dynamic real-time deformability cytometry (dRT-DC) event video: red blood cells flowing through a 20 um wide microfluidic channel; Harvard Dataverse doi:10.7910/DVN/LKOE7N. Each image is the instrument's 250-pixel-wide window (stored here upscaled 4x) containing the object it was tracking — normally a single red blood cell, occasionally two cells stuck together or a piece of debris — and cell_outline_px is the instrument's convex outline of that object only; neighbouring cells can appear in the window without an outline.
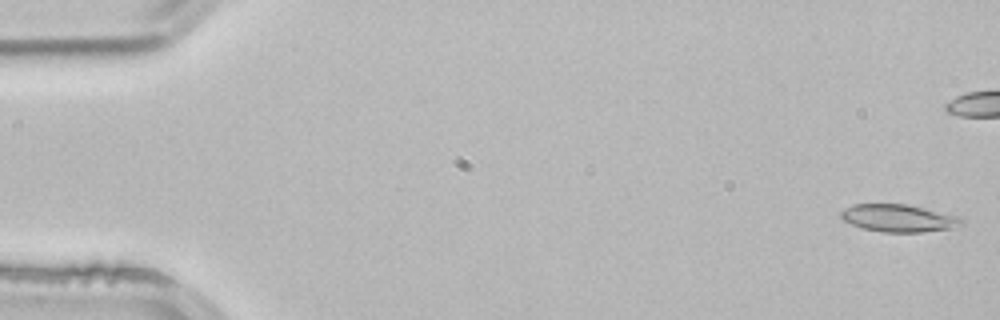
{"species": "common noctule bat (a hibernating species)", "species_latin": "Nyctalus noctula", "temperature_condition": "room temperature", "stored_images_in_passage": 3, "camera_frame_rate_fps": 3000, "um_per_image_px": 0.085, "animal": {"sex": "male", "body_mass_g": 21.5, "forearm_length_mm": 52.0}, "frame": {"image": 1, "passage_image": 1, "time_ms": 0.0, "image_size_px": [1000, 320], "cell_outline_px": [[964, 224], [952, 228], [920, 232], [880, 232], [864, 228], [852, 224], [844, 220], [840, 216], [840, 212], [844, 208], [852, 204], [908, 204], [960, 216], [964, 220]], "centroid_in_image_um": [76.41, 18.53], "position_along_channel_um": 8.6, "area_um2": 19.42}}